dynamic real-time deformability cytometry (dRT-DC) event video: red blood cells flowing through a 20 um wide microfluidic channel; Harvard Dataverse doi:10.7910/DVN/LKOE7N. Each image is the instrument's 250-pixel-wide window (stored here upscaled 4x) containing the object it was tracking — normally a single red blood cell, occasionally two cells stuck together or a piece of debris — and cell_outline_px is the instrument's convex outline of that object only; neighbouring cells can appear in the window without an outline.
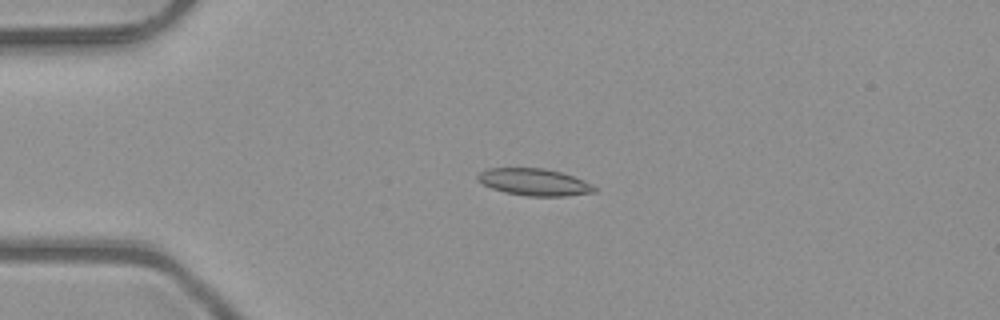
{"species": "common noctule bat (a hibernating species)", "species_latin": "Nyctalus noctula", "temperature_condition": "room temperature", "stored_images_in_passage": 6, "camera_frame_rate_fps": 3000, "um_per_image_px": 0.085, "animal": {"sex": "male", "body_mass_g": 23.1, "forearm_length_mm": 52.7}, "frame": {"image": 1, "passage_image": 2, "time_ms": 0.333, "image_size_px": [1000, 320], "cell_outline_px": [[596, 192], [564, 196], [528, 196], [504, 192], [492, 188], [476, 180], [476, 176], [480, 172], [488, 168], [544, 168], [560, 172], [584, 180], [592, 184], [596, 188]], "centroid_in_image_um": [45.4, 15.48], "position_along_channel_um": 39.6, "area_um2": 18.32}}
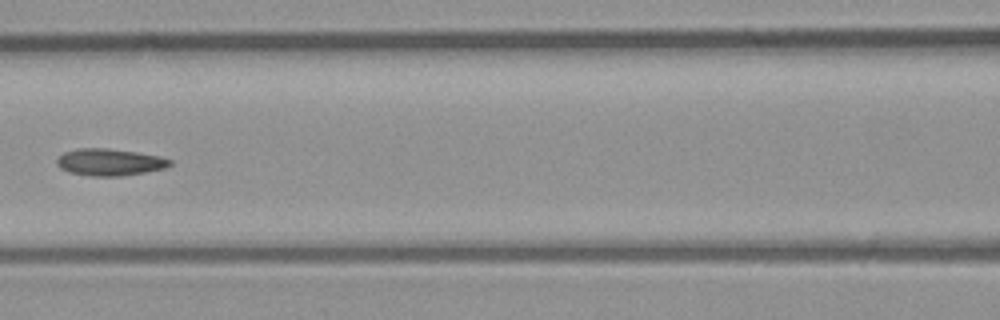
{"frame": {"image": 2, "passage_image": 5, "time_ms": 1.333, "image_size_px": [1000, 320], "cell_outline_px": [[172, 164], [164, 168], [144, 172], [120, 176], [88, 176], [68, 172], [60, 168], [56, 164], [56, 160], [64, 152], [80, 148], [108, 148], [136, 152], [160, 156], [172, 160]], "centroid_in_image_um": [9.3, 13.78], "position_along_channel_um": 157.3, "area_um2": 17.74}}
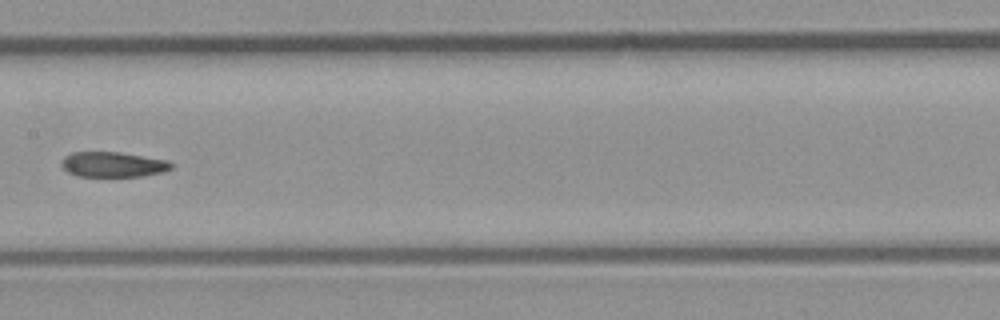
{"frame": {"image": 3, "passage_image": 6, "time_ms": 1.667, "image_size_px": [1000, 320], "cell_outline_px": [[172, 168], [164, 172], [144, 176], [76, 176], [68, 172], [60, 164], [64, 156], [72, 152], [120, 152], [168, 160], [172, 164]], "centroid_in_image_um": [9.61, 13.98], "position_along_channel_um": 197.8, "area_um2": 16.18}}